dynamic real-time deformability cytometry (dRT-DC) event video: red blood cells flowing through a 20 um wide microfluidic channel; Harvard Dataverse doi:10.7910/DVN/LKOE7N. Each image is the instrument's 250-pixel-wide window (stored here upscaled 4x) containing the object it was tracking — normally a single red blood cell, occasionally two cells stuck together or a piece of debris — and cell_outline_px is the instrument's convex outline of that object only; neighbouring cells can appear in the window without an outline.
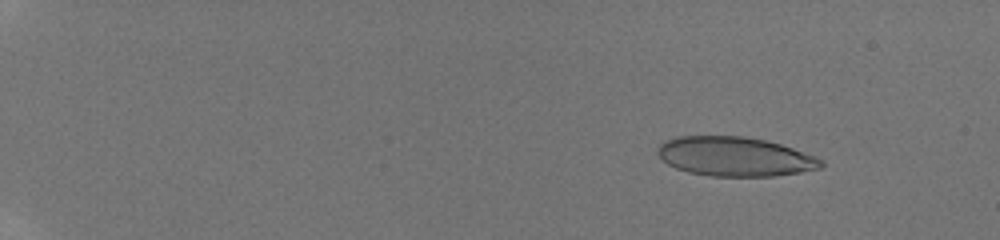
{"species": "human", "species_latin": "Homo sapiens", "temperature_condition": "room temperature", "stored_images_in_passage": 42, "camera_frame_rate_fps": 3000, "um_per_image_px": 0.085, "donor": {"sex": "male"}, "frame": {"image": 1, "passage_image": 4, "time_ms": 2.333, "image_size_px": [1000, 240], "cell_outline_px": [[824, 164], [820, 168], [800, 172], [776, 176], [708, 176], [688, 172], [676, 168], [668, 164], [656, 152], [660, 144], [664, 140], [676, 136], [744, 136], [764, 140], [780, 144], [816, 156], [824, 160]], "centroid_in_image_um": [62.46, 13.31], "position_along_channel_um": 22.5, "area_um2": 37.51}}
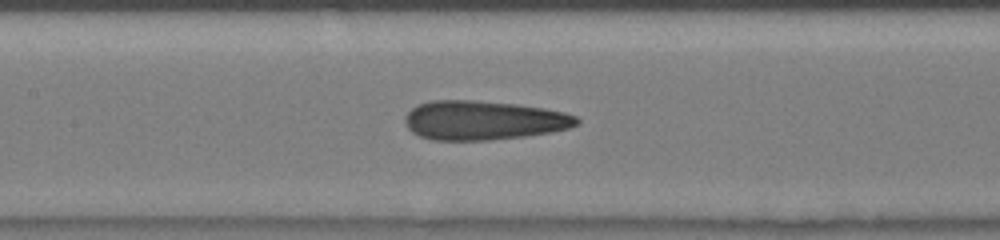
{"frame": {"image": 2, "passage_image": 20, "time_ms": 9.667, "image_size_px": [1000, 240], "cell_outline_px": [[580, 124], [568, 128], [552, 132], [524, 136], [488, 140], [432, 140], [420, 136], [412, 132], [404, 124], [404, 116], [416, 104], [428, 100], [476, 100], [516, 104], [544, 108], [564, 112], [576, 116], [580, 120]], "centroid_in_image_um": [41.07, 10.22], "position_along_channel_um": 166.3, "area_um2": 39.54}}
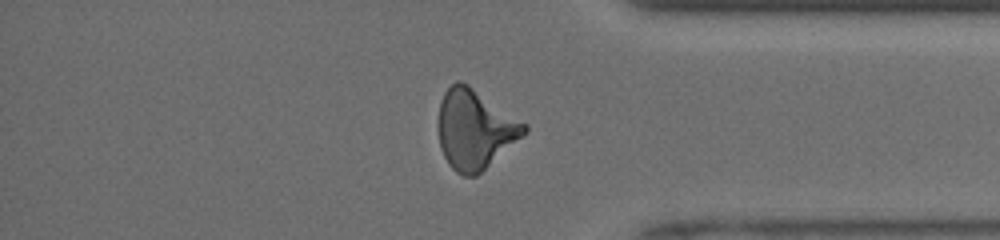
{"frame": {"image": 3, "passage_image": 36, "time_ms": 15.333, "image_size_px": [1000, 240], "cell_outline_px": [[528, 132], [476, 176], [464, 176], [456, 172], [448, 164], [440, 148], [440, 100], [444, 92], [456, 80], [460, 80], [468, 84], [528, 124]], "centroid_in_image_um": [40.39, 10.98], "position_along_channel_um": 394.8, "area_um2": 39.54}, "authors_computed_cell_mechanics": {"area_um2": 38.2347, "velocity_mm_per_s": 4.1582, "shape_relaxation_time_tau1_ms": 9.7917, "shape_relaxation_time_tau2_ms": 1.1317, "deformation_change_tau1": 0.259, "deformation_change_tau2": 0.1076}}